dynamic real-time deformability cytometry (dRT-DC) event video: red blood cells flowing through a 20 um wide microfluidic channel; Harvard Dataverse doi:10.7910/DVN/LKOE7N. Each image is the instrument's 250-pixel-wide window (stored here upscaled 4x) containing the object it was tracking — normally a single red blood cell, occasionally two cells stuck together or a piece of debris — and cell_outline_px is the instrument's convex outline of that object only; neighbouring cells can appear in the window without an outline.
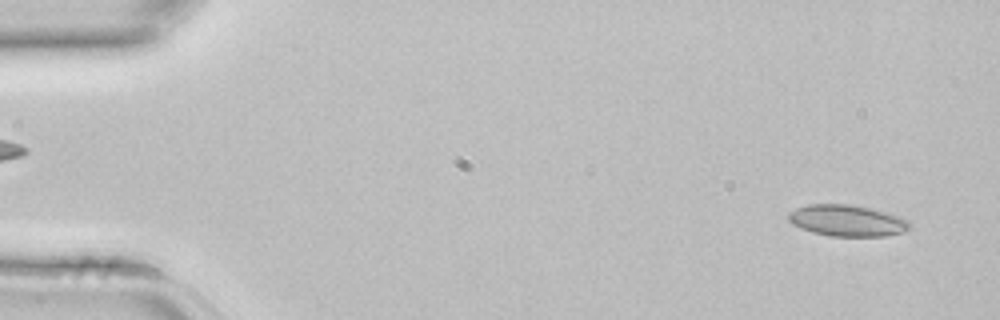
{"species": "common noctule bat (a hibernating species)", "species_latin": "Nyctalus noctula", "temperature_condition": "room temperature", "stored_images_in_passage": 4, "camera_frame_rate_fps": 3000, "um_per_image_px": 0.085, "animal": {"sex": "female", "body_mass_g": 22.7, "forearm_length_mm": 54.2}, "frame": {"image": 1, "passage_image": 4, "time_ms": 1.0, "image_size_px": [1000, 320], "cell_outline_px": [[912, 228], [904, 232], [884, 236], [832, 236], [812, 232], [800, 228], [792, 224], [788, 220], [788, 212], [796, 208], [808, 204], [848, 204], [868, 208], [900, 216], [908, 220], [912, 224]], "centroid_in_image_um": [72.01, 18.75], "position_along_channel_um": 13.0, "area_um2": 22.25}}